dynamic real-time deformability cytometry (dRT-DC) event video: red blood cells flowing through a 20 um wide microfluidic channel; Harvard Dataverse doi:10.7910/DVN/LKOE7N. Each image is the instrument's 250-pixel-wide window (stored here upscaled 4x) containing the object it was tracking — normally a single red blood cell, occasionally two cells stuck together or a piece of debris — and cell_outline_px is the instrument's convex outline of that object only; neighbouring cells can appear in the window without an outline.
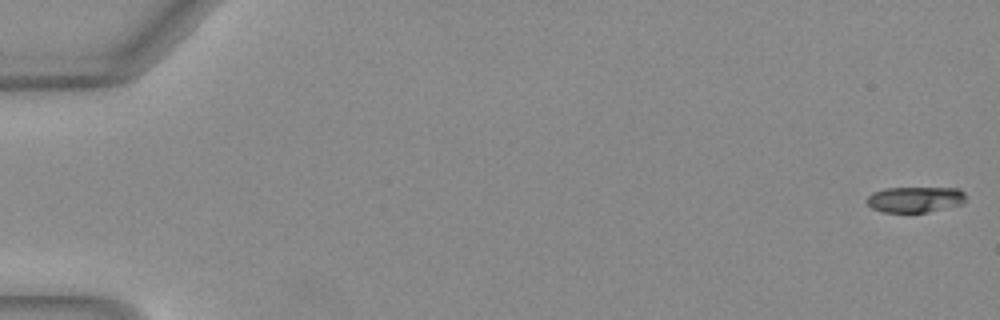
{"species": "Egyptian fruit bat (a non-hibernating species)", "species_latin": "Rousettus aegyptiacus", "temperature_condition": "warm", "stored_images_in_passage": 51, "camera_frame_rate_fps": 3000, "um_per_image_px": 0.085, "animal": {"sex": "female"}, "frame": {"image": 1, "passage_image": 1, "time_ms": 0.0, "image_size_px": [1000, 320], "cell_outline_px": [[964, 200], [960, 204], [928, 212], [884, 212], [872, 208], [864, 200], [872, 192], [884, 188], [960, 188], [964, 192]], "centroid_in_image_um": [77.73, 16.94], "position_along_channel_um": 7.3, "area_um2": 14.8}}
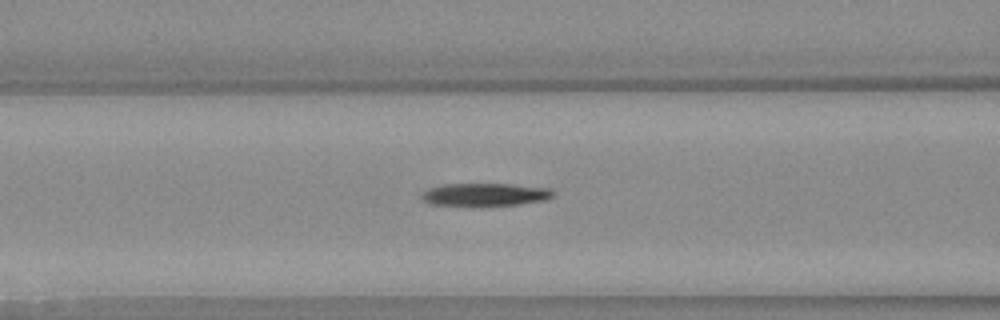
{"frame": {"image": 2, "passage_image": 22, "time_ms": 7.0, "image_size_px": [1000, 320], "cell_outline_px": [[552, 196], [544, 200], [520, 204], [432, 204], [424, 200], [420, 196], [428, 188], [444, 184], [512, 184], [552, 188]], "centroid_in_image_um": [41.26, 16.5], "position_along_channel_um": 125.3, "area_um2": 16.82}}
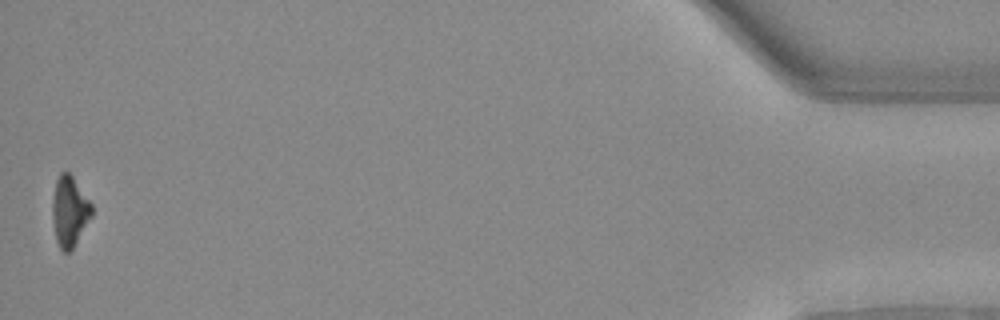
{"frame": {"image": 3, "passage_image": 51, "time_ms": 16.667, "image_size_px": [1000, 320], "cell_outline_px": [[92, 216], [72, 248], [68, 252], [64, 252], [60, 248], [56, 240], [52, 216], [52, 200], [56, 180], [60, 172], [68, 172], [72, 176], [92, 204]], "centroid_in_image_um": [5.9, 17.95], "position_along_channel_um": 429.3, "area_um2": 15.9}, "authors_computed_cell_mechanics": {"area_um2": 17.1088, "velocity_mm_per_s": 4.0702, "shape_relaxation_time_tau1_ms": 3.8953, "shape_relaxation_time_tau2_ms": 9.0063, "deformation_change_tau1": 0.185, "deformation_change_tau2": 0.2546}}